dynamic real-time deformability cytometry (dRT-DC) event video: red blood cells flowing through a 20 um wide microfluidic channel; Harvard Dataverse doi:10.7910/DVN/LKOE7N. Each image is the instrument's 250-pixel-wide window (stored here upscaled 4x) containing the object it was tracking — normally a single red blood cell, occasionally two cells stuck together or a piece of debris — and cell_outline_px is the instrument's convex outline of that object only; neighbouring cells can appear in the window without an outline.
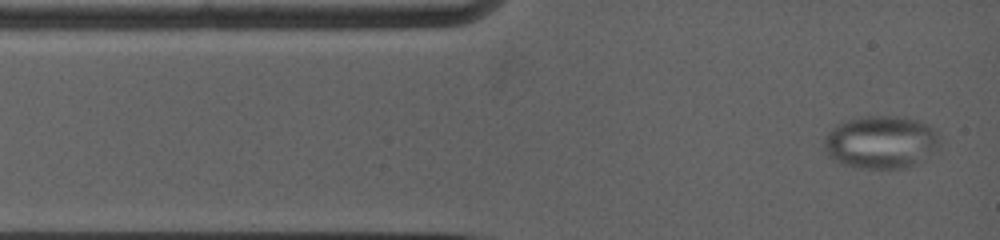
{"species": "common noctule bat (a hibernating species)", "species_latin": "Nyctalus noctula", "temperature_condition": "warm", "stored_images_in_passage": 85, "camera_frame_rate_fps": 5000, "um_per_image_px": 0.085, "animal": {"sex": "female", "body_mass_g": 19.0, "forearm_length_mm": 53.3}, "frame": {"image": 1, "passage_image": 1, "time_ms": 0.0, "image_size_px": [1000, 240], "cell_outline_px": [[940, 140], [936, 148], [924, 160], [904, 168], [860, 168], [840, 164], [832, 160], [828, 156], [824, 148], [824, 136], [836, 124], [844, 120], [868, 116], [904, 116], [920, 120], [936, 128]], "centroid_in_image_um": [74.87, 12.07], "position_along_channel_um": 10.1, "area_um2": 36.13}}
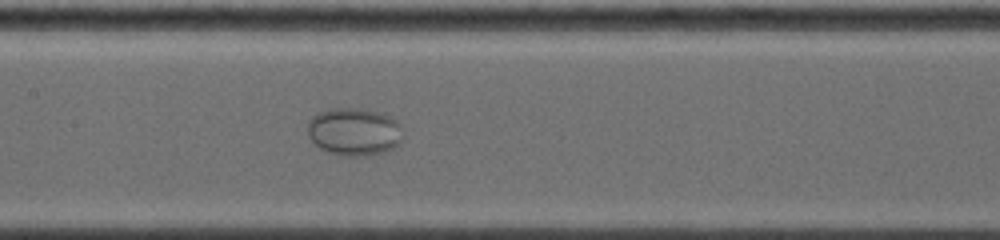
{"frame": {"image": 2, "passage_image": 29, "time_ms": 5.6, "image_size_px": [1000, 240], "cell_outline_px": [[400, 140], [392, 148], [384, 152], [364, 156], [336, 156], [320, 148], [308, 136], [308, 120], [312, 116], [320, 112], [332, 108], [368, 108], [388, 116], [396, 120], [400, 124]], "centroid_in_image_um": [30.06, 11.19], "position_along_channel_um": 177.3, "area_um2": 26.53}}
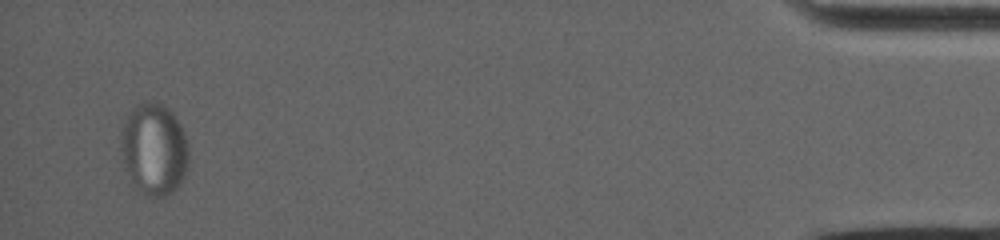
{"frame": {"image": 3, "passage_image": 78, "time_ms": 15.4, "image_size_px": [1000, 240], "cell_outline_px": [[188, 164], [184, 176], [180, 184], [164, 200], [148, 196], [140, 192], [136, 188], [120, 164], [120, 128], [128, 112], [136, 104], [144, 100], [152, 100], [168, 108], [172, 112], [180, 124], [184, 132], [188, 144]], "centroid_in_image_um": [13.04, 12.69], "position_along_channel_um": 422.2, "area_um2": 37.69}}